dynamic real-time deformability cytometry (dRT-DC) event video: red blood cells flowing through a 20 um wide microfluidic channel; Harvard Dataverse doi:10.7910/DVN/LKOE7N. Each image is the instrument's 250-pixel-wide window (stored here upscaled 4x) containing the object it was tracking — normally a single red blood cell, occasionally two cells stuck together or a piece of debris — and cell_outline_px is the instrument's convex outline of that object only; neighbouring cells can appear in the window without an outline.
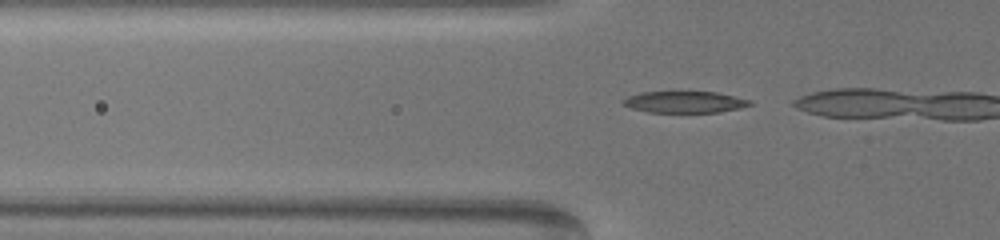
{"species": "common noctule bat (a hibernating species)", "species_latin": "Nyctalus noctula", "temperature_condition": "warm", "stored_images_in_passage": 5, "camera_frame_rate_fps": 3000, "um_per_image_px": 0.085, "animal": {"sex": "female", "body_mass_g": 19.5, "forearm_length_mm": 54.1}, "frame": {"image": 1, "passage_image": 2, "time_ms": 0.333, "image_size_px": [1000, 240], "cell_outline_px": [[752, 104], [740, 108], [720, 112], [648, 112], [632, 108], [624, 104], [620, 100], [628, 96], [640, 92], [716, 92], [752, 100]], "centroid_in_image_um": [58.2, 8.67], "position_along_channel_um": 67.6, "area_um2": 15.84}}